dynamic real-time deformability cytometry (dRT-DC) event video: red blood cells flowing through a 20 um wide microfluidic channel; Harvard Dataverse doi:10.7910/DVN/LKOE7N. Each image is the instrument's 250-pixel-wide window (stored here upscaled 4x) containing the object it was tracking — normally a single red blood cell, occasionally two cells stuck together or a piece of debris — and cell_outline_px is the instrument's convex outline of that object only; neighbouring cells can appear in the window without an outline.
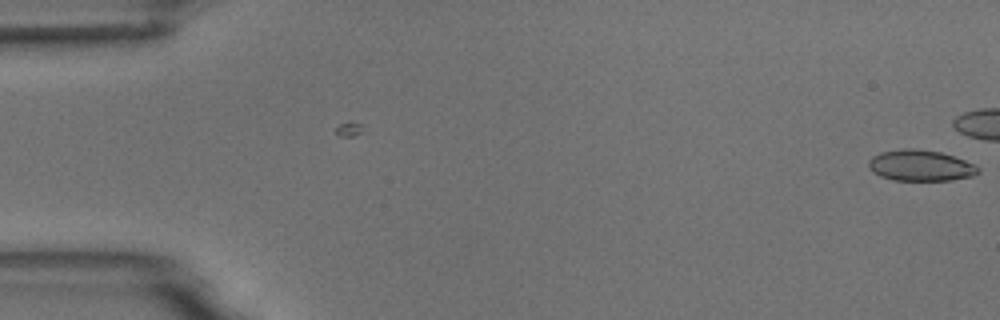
{"species": "common noctule bat (a hibernating species)", "species_latin": "Nyctalus noctula", "temperature_condition": "room temperature", "stored_images_in_passage": 2, "camera_frame_rate_fps": 3000, "um_per_image_px": 0.085, "animal": {"sex": "male", "body_mass_g": 18.8}, "frame": {"image": 1, "passage_image": 2, "time_ms": 1.0, "image_size_px": [1000, 320], "cell_outline_px": [[980, 172], [972, 176], [952, 180], [892, 180], [880, 176], [872, 172], [868, 168], [868, 160], [872, 156], [880, 152], [904, 148], [912, 148], [940, 152], [964, 160], [980, 168]], "centroid_in_image_um": [78.2, 14.07], "position_along_channel_um": 6.8, "area_um2": 19.83}}